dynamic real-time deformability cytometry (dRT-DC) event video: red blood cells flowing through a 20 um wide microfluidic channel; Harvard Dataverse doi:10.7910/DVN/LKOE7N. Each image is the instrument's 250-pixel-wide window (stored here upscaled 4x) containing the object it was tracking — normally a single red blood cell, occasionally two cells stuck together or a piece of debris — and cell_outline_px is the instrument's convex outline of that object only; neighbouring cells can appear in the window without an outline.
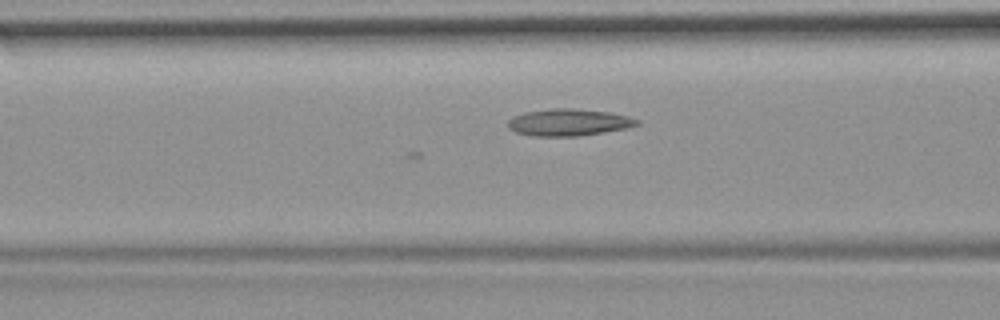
{"species": "common noctule bat (a hibernating species)", "species_latin": "Nyctalus noctula", "temperature_condition": "room temperature", "stored_images_in_passage": 18, "camera_frame_rate_fps": 3000, "um_per_image_px": 0.085, "animal": {"sex": "female", "body_mass_g": 19.9}, "frame": {"image": 1, "passage_image": 18, "time_ms": 5.667, "image_size_px": [1000, 320], "cell_outline_px": [[640, 124], [628, 128], [580, 136], [532, 136], [516, 132], [508, 128], [508, 120], [512, 116], [524, 112], [552, 108], [572, 108], [608, 112], [628, 116], [640, 120]], "centroid_in_image_um": [48.33, 10.4], "position_along_channel_um": 118.3, "area_um2": 20.4}}